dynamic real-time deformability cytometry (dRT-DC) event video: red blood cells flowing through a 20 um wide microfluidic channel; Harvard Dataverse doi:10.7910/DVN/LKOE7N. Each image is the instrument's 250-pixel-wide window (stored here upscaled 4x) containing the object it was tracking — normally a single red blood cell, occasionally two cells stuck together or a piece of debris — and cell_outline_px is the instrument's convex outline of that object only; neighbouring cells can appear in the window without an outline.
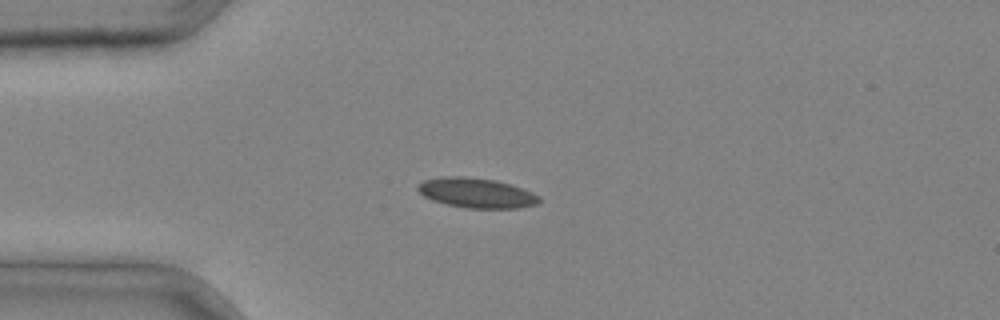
{"species": "common noctule bat (a hibernating species)", "species_latin": "Nyctalus noctula", "temperature_condition": "cold", "stored_images_in_passage": 2, "camera_frame_rate_fps": 3000, "um_per_image_px": 0.085, "animal": {"sex": "male", "body_mass_g": 20.4}, "frame": {"image": 1, "passage_image": 2, "time_ms": 0.333, "image_size_px": [1000, 320], "cell_outline_px": [[540, 204], [520, 208], [468, 208], [448, 204], [432, 200], [424, 196], [416, 188], [424, 180], [444, 176], [464, 176], [496, 180], [532, 192], [540, 196]], "centroid_in_image_um": [40.53, 16.4], "position_along_channel_um": 44.5, "area_um2": 21.04}}